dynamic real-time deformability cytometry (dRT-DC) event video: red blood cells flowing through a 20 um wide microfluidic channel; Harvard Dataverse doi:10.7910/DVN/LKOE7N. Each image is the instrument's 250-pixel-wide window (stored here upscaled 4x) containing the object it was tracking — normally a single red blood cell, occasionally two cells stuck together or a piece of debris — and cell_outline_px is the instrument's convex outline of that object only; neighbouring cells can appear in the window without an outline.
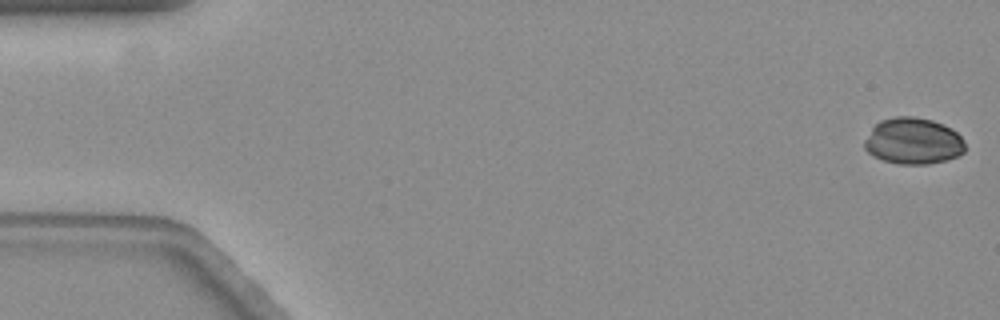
{"species": "common noctule bat (a hibernating species)", "species_latin": "Nyctalus noctula", "temperature_condition": "warm", "stored_images_in_passage": 58, "camera_frame_rate_fps": 3000, "um_per_image_px": 0.085, "animal": {"sex": "female", "body_mass_g": 19.3, "forearm_length_mm": 54.1}, "frame": {"image": 1, "passage_image": 1, "time_ms": 0.0, "image_size_px": [1000, 320], "cell_outline_px": [[964, 152], [948, 160], [928, 164], [896, 164], [872, 156], [864, 148], [864, 140], [872, 128], [880, 120], [896, 116], [912, 116], [932, 120], [956, 132], [960, 136], [964, 144]], "centroid_in_image_um": [77.58, 12.0], "position_along_channel_um": 7.4, "area_um2": 27.11}}
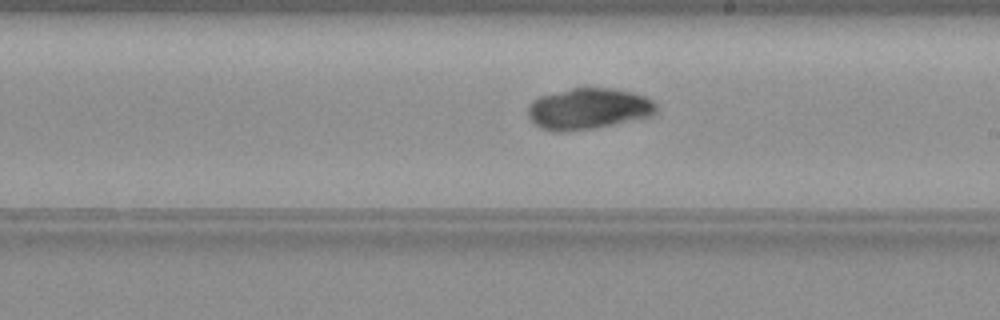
{"frame": {"image": 2, "passage_image": 33, "time_ms": 10.667, "image_size_px": [1000, 320], "cell_outline_px": [[656, 112], [652, 116], [596, 128], [572, 132], [556, 132], [540, 128], [528, 116], [528, 108], [532, 100], [540, 96], [572, 88], [612, 88], [632, 92], [644, 96], [652, 100], [656, 104]], "centroid_in_image_um": [50.01, 9.26], "position_along_channel_um": 239.0, "area_um2": 30.92}}
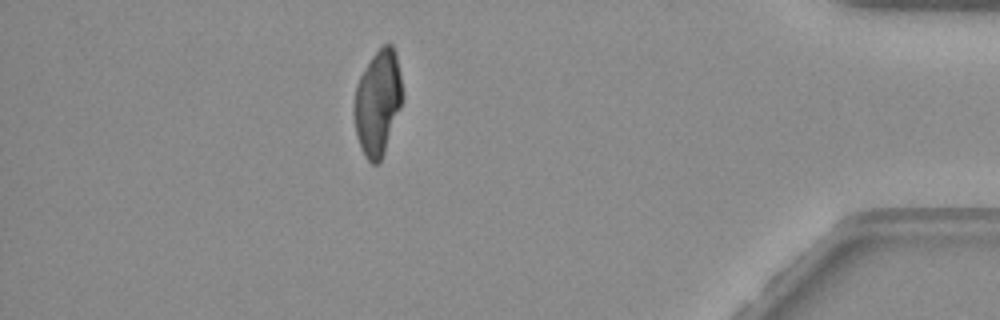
{"frame": {"image": 3, "passage_image": 51, "time_ms": 16.667, "image_size_px": [1000, 320], "cell_outline_px": [[404, 96], [400, 108], [384, 152], [380, 160], [376, 164], [372, 164], [364, 156], [360, 148], [356, 132], [352, 108], [356, 84], [360, 76], [372, 56], [384, 44], [392, 44], [396, 52], [400, 72]], "centroid_in_image_um": [32.1, 8.71], "position_along_channel_um": 403.1, "area_um2": 29.77}}